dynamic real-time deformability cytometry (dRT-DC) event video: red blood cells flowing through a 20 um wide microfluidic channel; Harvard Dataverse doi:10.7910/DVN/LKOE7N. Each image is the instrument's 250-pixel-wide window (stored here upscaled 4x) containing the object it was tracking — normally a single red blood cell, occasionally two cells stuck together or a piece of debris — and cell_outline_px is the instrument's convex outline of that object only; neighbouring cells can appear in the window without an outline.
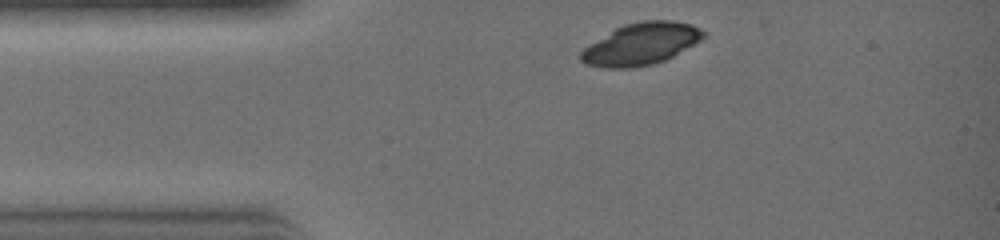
{"species": "common noctule bat (a hibernating species)", "species_latin": "Nyctalus noctula", "temperature_condition": "warm", "stored_images_in_passage": 22, "camera_frame_rate_fps": 3000, "um_per_image_px": 0.085, "animal": {"sex": "female", "body_mass_g": 19.0, "forearm_length_mm": 51.5}, "frame": {"image": 1, "passage_image": 1, "time_ms": 0.0, "image_size_px": [1000, 240], "cell_outline_px": [[708, 32], [700, 40], [672, 56], [664, 60], [652, 64], [628, 68], [608, 68], [584, 64], [580, 60], [580, 52], [584, 48], [616, 28], [624, 24], [640, 20], [672, 20], [692, 24]], "centroid_in_image_um": [54.5, 3.72], "position_along_channel_um": 30.5, "area_um2": 29.71}}